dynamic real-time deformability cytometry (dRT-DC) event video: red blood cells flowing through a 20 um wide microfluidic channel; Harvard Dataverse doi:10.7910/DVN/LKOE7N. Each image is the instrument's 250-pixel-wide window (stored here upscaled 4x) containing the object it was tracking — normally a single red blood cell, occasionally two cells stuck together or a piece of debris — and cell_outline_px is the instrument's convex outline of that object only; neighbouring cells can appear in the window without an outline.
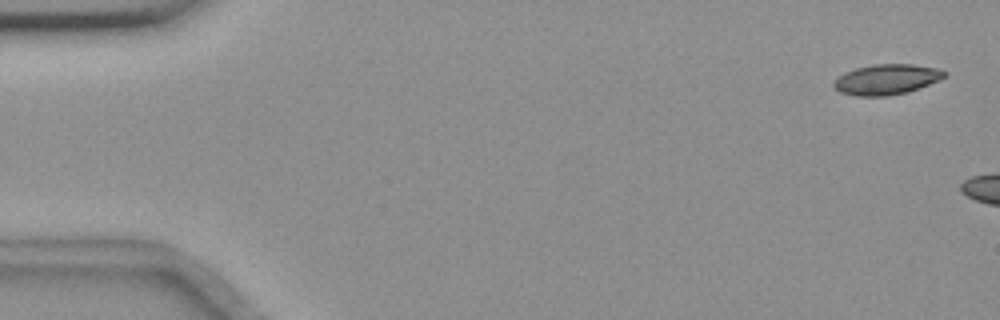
{"species": "common noctule bat (a hibernating species)", "species_latin": "Nyctalus noctula", "temperature_condition": "room temperature", "stored_images_in_passage": 7, "camera_frame_rate_fps": 3000, "um_per_image_px": 0.085, "animal": {"sex": "female", "body_mass_g": 18.4}, "frame": {"image": 1, "passage_image": 2, "time_ms": 0.333, "image_size_px": [1000, 320], "cell_outline_px": [[948, 72], [940, 80], [908, 92], [884, 96], [856, 96], [840, 92], [832, 84], [844, 72], [856, 68], [872, 64], [912, 64], [936, 68]], "centroid_in_image_um": [75.37, 6.75], "position_along_channel_um": 9.6, "area_um2": 19.48}}